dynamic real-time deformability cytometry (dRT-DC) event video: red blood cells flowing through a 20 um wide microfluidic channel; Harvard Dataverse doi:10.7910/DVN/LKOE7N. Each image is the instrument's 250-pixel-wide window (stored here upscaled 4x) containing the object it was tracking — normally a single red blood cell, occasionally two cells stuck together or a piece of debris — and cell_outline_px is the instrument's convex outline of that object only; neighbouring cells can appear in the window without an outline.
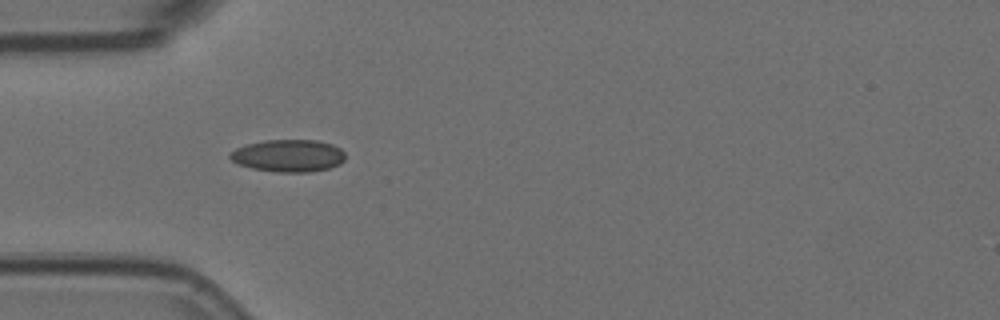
{"species": "Egyptian fruit bat (a non-hibernating species)", "species_latin": "Rousettus aegyptiacus", "temperature_condition": "room temperature", "stored_images_in_passage": 5, "camera_frame_rate_fps": 3000, "um_per_image_px": 0.085, "animal": {"sex": "female"}, "frame": {"image": 1, "passage_image": 4, "time_ms": 1.0, "image_size_px": [1000, 320], "cell_outline_px": [[344, 160], [340, 164], [328, 168], [308, 172], [276, 172], [252, 168], [236, 164], [228, 156], [228, 152], [236, 148], [248, 144], [264, 140], [316, 140], [332, 144], [340, 148], [344, 152]], "centroid_in_image_um": [24.48, 13.23], "position_along_channel_um": 60.5, "area_um2": 21.79}}
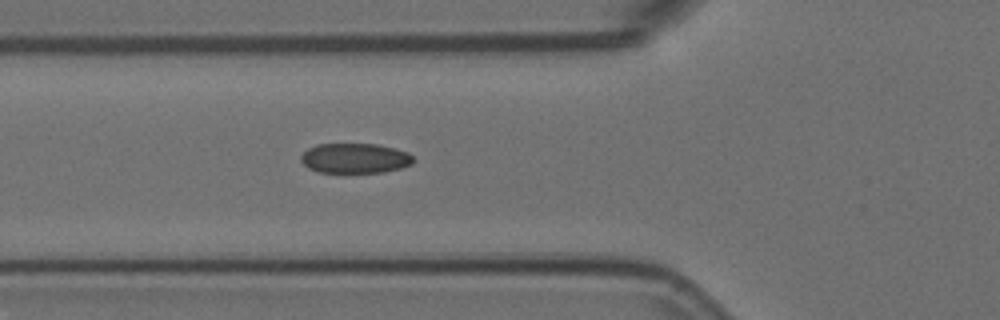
{"frame": {"image": 2, "passage_image": 5, "time_ms": 1.333, "image_size_px": [1000, 320], "cell_outline_px": [[416, 160], [412, 164], [400, 168], [384, 172], [320, 172], [308, 168], [300, 160], [300, 156], [308, 148], [316, 144], [376, 144], [408, 152]], "centroid_in_image_um": [30.17, 13.45], "position_along_channel_um": 95.6, "area_um2": 19.59}}